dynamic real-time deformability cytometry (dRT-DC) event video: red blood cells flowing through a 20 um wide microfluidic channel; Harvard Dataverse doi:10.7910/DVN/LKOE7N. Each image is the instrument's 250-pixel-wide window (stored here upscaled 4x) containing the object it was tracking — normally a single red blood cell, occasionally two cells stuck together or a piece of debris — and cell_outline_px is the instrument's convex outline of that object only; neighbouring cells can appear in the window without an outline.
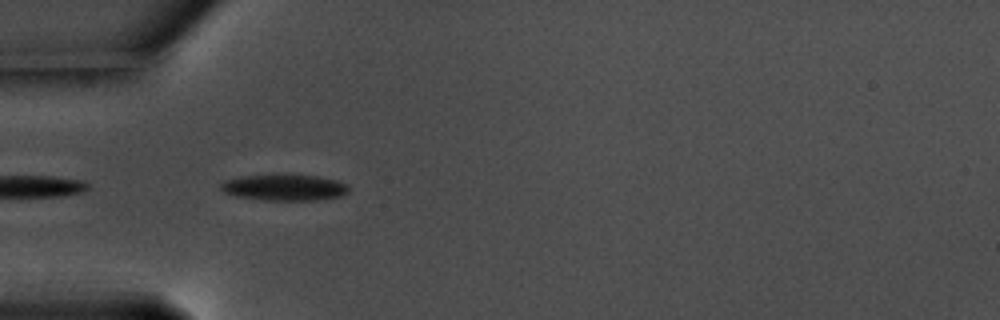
{"species": "common noctule bat (a hibernating species)", "species_latin": "Nyctalus noctula", "temperature_condition": "warm", "stored_images_in_passage": 5, "camera_frame_rate_fps": 3000, "um_per_image_px": 0.085, "animal": {"sex": "male", "body_mass_g": 17.5, "forearm_length_mm": 52.3}, "frame": {"image": 1, "passage_image": 2, "time_ms": 0.333, "image_size_px": [1000, 320], "cell_outline_px": [[348, 192], [340, 196], [316, 200], [264, 200], [236, 196], [224, 192], [220, 188], [220, 184], [224, 180], [244, 176], [276, 172], [316, 176], [336, 180], [348, 184]], "centroid_in_image_um": [24.15, 15.9], "position_along_channel_um": 60.9, "area_um2": 20.06}}